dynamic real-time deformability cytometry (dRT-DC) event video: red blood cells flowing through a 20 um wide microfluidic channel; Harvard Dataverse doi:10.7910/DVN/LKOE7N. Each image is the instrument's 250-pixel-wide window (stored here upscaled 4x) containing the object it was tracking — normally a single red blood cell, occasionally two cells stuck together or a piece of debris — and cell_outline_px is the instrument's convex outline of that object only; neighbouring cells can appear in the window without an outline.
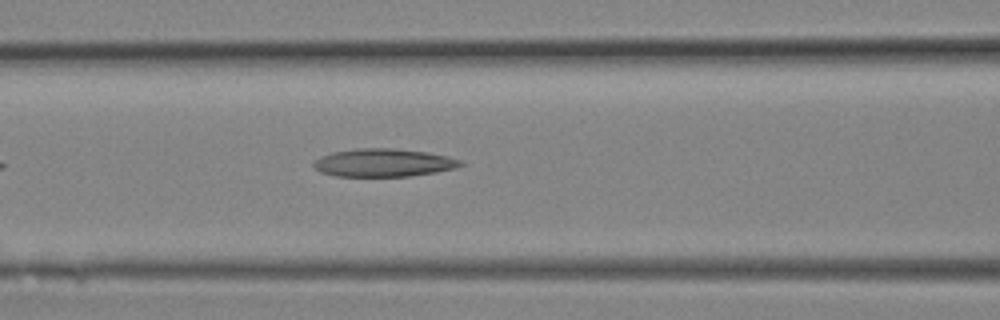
{"species": "Egyptian fruit bat (a non-hibernating species)", "species_latin": "Rousettus aegyptiacus", "temperature_condition": "room temperature", "stored_images_in_passage": 9, "camera_frame_rate_fps": 3000, "um_per_image_px": 0.085, "animal": {"sex": "female"}, "frame": {"image": 1, "passage_image": 9, "time_ms": 2.667, "image_size_px": [1000, 320], "cell_outline_px": [[464, 164], [456, 168], [436, 172], [412, 176], [336, 176], [320, 172], [312, 164], [320, 156], [332, 152], [356, 148], [392, 148], [428, 152], [448, 156], [464, 160]], "centroid_in_image_um": [32.64, 13.82], "position_along_channel_um": 134.0, "area_um2": 24.16}}